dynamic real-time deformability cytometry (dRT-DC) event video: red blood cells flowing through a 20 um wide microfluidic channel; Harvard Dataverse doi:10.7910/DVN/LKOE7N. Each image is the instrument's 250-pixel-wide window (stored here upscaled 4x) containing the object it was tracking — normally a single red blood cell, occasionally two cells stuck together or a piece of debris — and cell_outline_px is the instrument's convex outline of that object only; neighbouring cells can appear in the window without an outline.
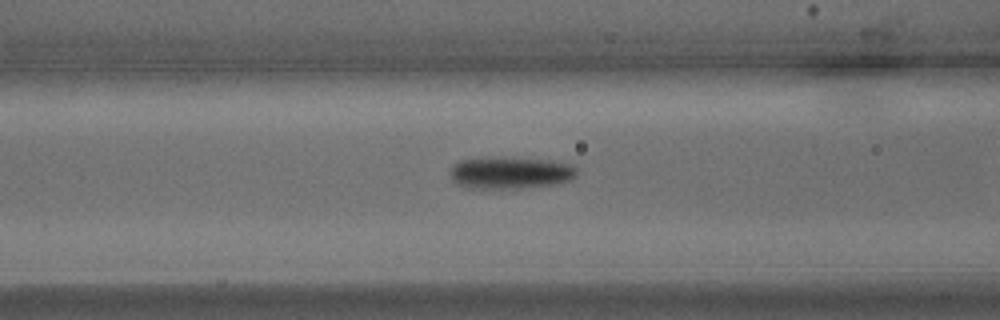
{"species": "common noctule bat (a hibernating species)", "species_latin": "Nyctalus noctula", "temperature_condition": "warm", "stored_images_in_passage": 19, "camera_frame_rate_fps": 3000, "um_per_image_px": 0.085, "animal": {"sex": "male", "body_mass_g": 15.6}, "frame": {"image": 1, "passage_image": 9, "time_ms": 2.667, "image_size_px": [1000, 320], "cell_outline_px": [[576, 176], [572, 180], [556, 184], [516, 188], [488, 188], [460, 184], [452, 180], [448, 172], [452, 164], [460, 160], [540, 160], [572, 164], [576, 168]], "centroid_in_image_um": [43.42, 14.72], "position_along_channel_um": 123.2, "area_um2": 22.25}}
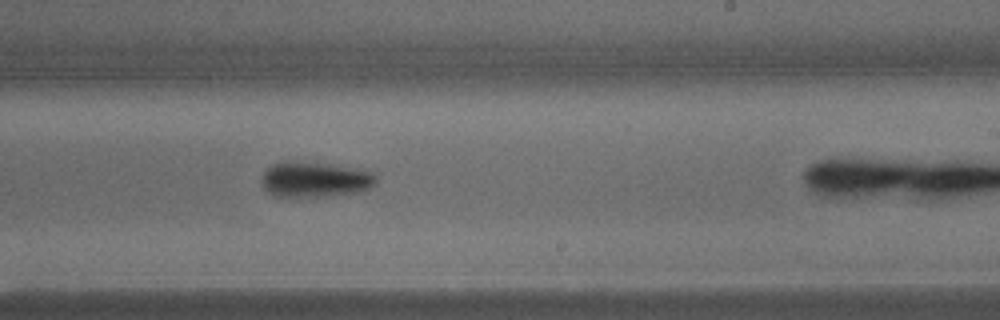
{"frame": {"image": 2, "passage_image": 16, "time_ms": 5.0, "image_size_px": [1000, 320], "cell_outline_px": [[376, 184], [368, 188], [356, 192], [324, 196], [276, 196], [264, 188], [260, 180], [264, 172], [272, 164], [284, 160], [320, 164], [348, 168], [372, 172], [376, 176]], "centroid_in_image_um": [26.71, 15.26], "position_along_channel_um": 262.3, "area_um2": 22.95}}
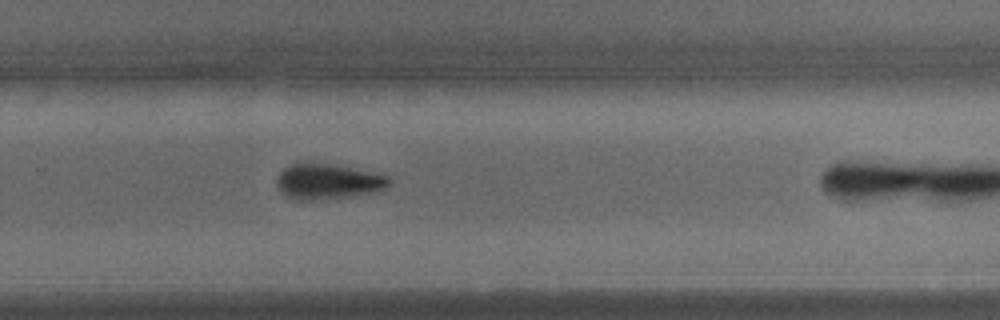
{"frame": {"image": 3, "passage_image": 18, "time_ms": 5.667, "image_size_px": [1000, 320], "cell_outline_px": [[392, 180], [384, 188], [372, 192], [352, 196], [312, 200], [292, 200], [280, 192], [276, 184], [276, 180], [280, 172], [284, 168], [292, 164], [328, 164], [388, 176]], "centroid_in_image_um": [27.8, 15.46], "position_along_channel_um": 302.0, "area_um2": 22.6}}